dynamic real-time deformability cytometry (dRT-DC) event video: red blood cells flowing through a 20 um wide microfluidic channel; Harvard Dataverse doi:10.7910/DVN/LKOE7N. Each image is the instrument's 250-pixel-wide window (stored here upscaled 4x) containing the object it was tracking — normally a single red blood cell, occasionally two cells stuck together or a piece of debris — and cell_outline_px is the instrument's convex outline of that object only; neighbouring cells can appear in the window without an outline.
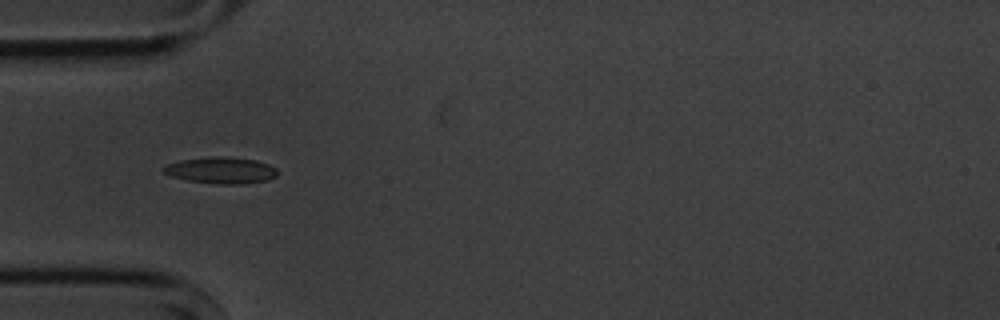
{"species": "common noctule bat (a hibernating species)", "species_latin": "Nyctalus noctula", "temperature_condition": "cold", "stored_images_in_passage": 9, "camera_frame_rate_fps": 3000, "um_per_image_px": 0.085, "animal": {"sex": "male", "body_mass_g": 20.1, "forearm_length_mm": 53.5}, "frame": {"image": 1, "passage_image": 3, "time_ms": 2.333, "image_size_px": [1000, 320], "cell_outline_px": [[276, 176], [268, 180], [244, 184], [216, 184], [188, 180], [172, 176], [164, 172], [164, 168], [168, 164], [180, 160], [256, 160], [268, 164], [276, 168]], "centroid_in_image_um": [18.84, 14.55], "position_along_channel_um": 66.2, "area_um2": 16.18}}
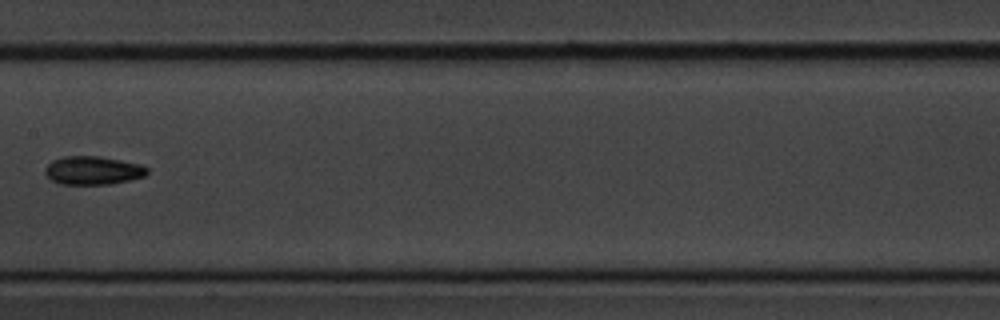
{"frame": {"image": 2, "passage_image": 6, "time_ms": 6.0, "image_size_px": [1000, 320], "cell_outline_px": [[148, 172], [144, 176], [112, 184], [60, 184], [52, 180], [44, 172], [44, 168], [52, 160], [64, 156], [100, 156], [140, 164], [148, 168]], "centroid_in_image_um": [7.88, 14.48], "position_along_channel_um": 199.5, "area_um2": 16.88}}
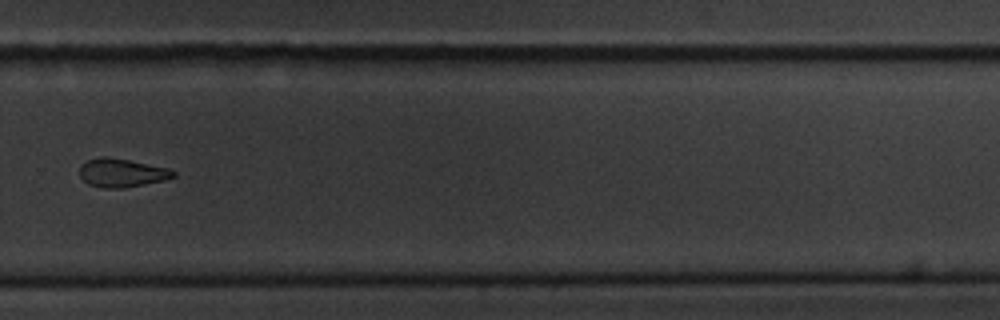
{"frame": {"image": 3, "passage_image": 9, "time_ms": 9.333, "image_size_px": [1000, 320], "cell_outline_px": [[176, 176], [164, 180], [124, 188], [104, 188], [88, 184], [80, 176], [80, 164], [88, 160], [104, 156], [128, 160], [168, 168], [176, 172]], "centroid_in_image_um": [10.34, 14.69], "position_along_channel_um": 319.5, "area_um2": 15.43}}